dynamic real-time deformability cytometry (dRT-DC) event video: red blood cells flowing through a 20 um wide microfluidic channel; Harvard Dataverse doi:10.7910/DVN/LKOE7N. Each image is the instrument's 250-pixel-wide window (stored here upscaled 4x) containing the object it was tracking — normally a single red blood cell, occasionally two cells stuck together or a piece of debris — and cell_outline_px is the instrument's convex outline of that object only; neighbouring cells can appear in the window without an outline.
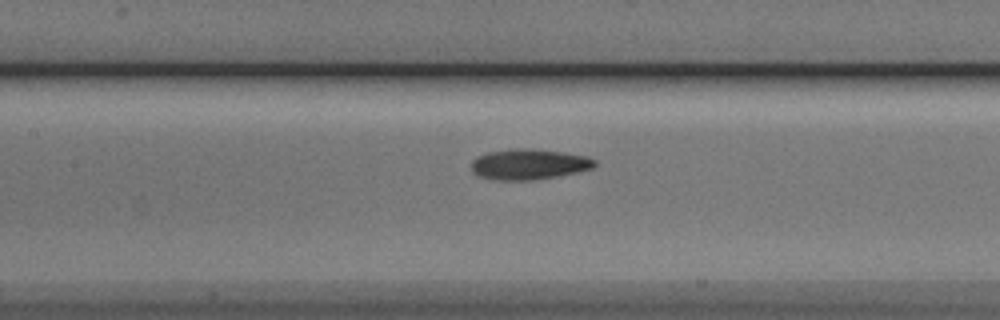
{"species": "Egyptian fruit bat (a non-hibernating species)", "species_latin": "Rousettus aegyptiacus", "temperature_condition": "cold", "stored_images_in_passage": 38, "camera_frame_rate_fps": 3000, "um_per_image_px": 0.085, "animal": {"sex": "male"}, "frame": {"image": 1, "passage_image": 9, "time_ms": 2.667, "image_size_px": [1000, 320], "cell_outline_px": [[596, 164], [592, 168], [576, 172], [556, 176], [532, 180], [500, 180], [480, 176], [472, 172], [472, 160], [476, 156], [488, 152], [512, 148], [532, 148], [564, 152], [588, 156], [596, 160]], "centroid_in_image_um": [44.96, 13.94], "position_along_channel_um": 162.4, "area_um2": 22.02}}
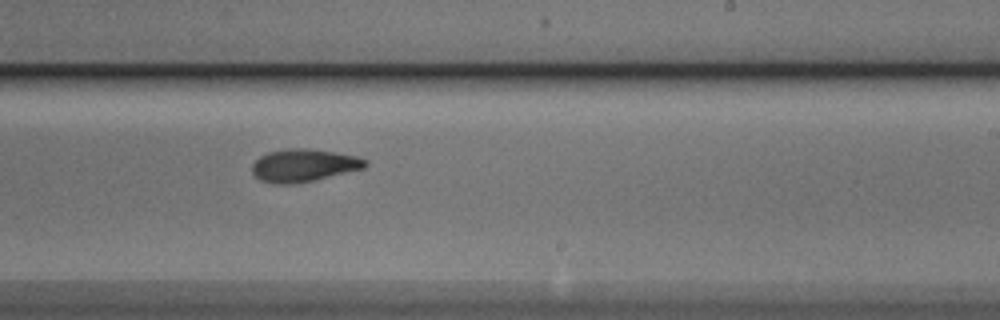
{"frame": {"image": 2, "passage_image": 17, "time_ms": 5.333, "image_size_px": [1000, 320], "cell_outline_px": [[368, 164], [364, 168], [296, 184], [272, 184], [260, 180], [252, 172], [252, 164], [260, 156], [268, 152], [284, 148], [308, 148], [336, 152], [356, 156], [368, 160]], "centroid_in_image_um": [25.8, 14.05], "position_along_channel_um": 263.2, "area_um2": 21.68}}
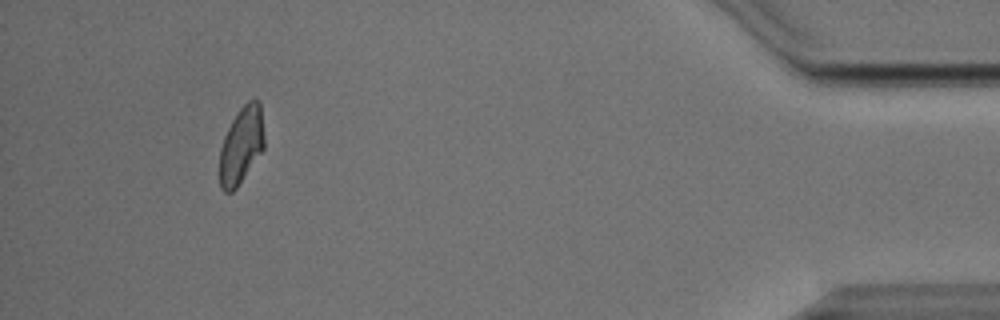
{"frame": {"image": 3, "passage_image": 34, "time_ms": 11.0, "image_size_px": [1000, 320], "cell_outline_px": [[264, 148], [236, 188], [232, 192], [224, 192], [220, 188], [220, 148], [224, 136], [232, 120], [240, 108], [248, 100], [260, 100], [264, 136]], "centroid_in_image_um": [20.51, 12.34], "position_along_channel_um": 414.7, "area_um2": 19.88}, "authors_computed_cell_mechanics": {"area_um2": 21.2415, "velocity_mm_per_s": 3.7914, "shape_relaxation_time_tau1_ms": 3.6701, "shape_relaxation_time_tau2_ms": 3.9595, "deformation_change_tau1": 0.1328, "deformation_change_tau2": 0.092}}